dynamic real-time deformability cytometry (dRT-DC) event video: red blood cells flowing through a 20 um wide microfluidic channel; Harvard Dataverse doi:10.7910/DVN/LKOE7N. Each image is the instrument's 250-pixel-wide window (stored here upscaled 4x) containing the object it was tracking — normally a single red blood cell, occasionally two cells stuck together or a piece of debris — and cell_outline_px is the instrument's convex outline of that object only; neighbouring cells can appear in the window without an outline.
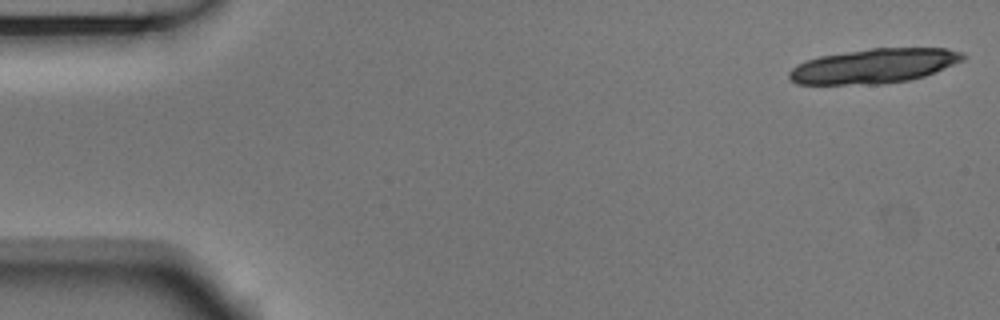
{"species": "Egyptian fruit bat (a non-hibernating species)", "species_latin": "Rousettus aegyptiacus", "temperature_condition": "room temperature", "stored_images_in_passage": 7, "camera_frame_rate_fps": 3000, "um_per_image_px": 0.085, "animal": {"sex": "male"}, "frame": {"image": 1, "passage_image": 1, "time_ms": 0.0, "image_size_px": [1000, 320], "cell_outline_px": [[968, 56], [964, 60], [924, 76], [908, 80], [880, 84], [796, 84], [788, 76], [788, 72], [796, 64], [804, 60], [820, 56], [872, 48], [948, 48], [964, 52]], "centroid_in_image_um": [74.3, 5.6], "position_along_channel_um": 10.7, "area_um2": 35.08}}